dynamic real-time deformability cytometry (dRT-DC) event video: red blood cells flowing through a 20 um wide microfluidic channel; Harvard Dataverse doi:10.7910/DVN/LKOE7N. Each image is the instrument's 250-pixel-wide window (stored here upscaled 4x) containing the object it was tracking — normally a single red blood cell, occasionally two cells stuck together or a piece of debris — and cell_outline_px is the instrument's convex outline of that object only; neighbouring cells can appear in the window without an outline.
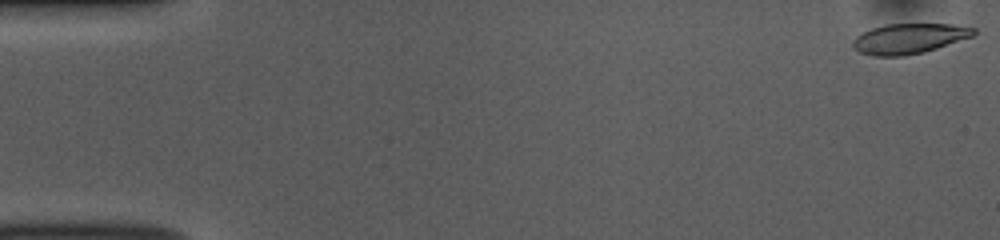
{"species": "common noctule bat (a hibernating species)", "species_latin": "Nyctalus noctula", "temperature_condition": "room temperature", "stored_images_in_passage": 52, "camera_frame_rate_fps": 3000, "um_per_image_px": 0.085, "animal": {"sex": "female", "body_mass_g": 10.0, "forearm_length_mm": 53.1}, "frame": {"image": 1, "passage_image": 1, "time_ms": 0.0, "image_size_px": [1000, 240], "cell_outline_px": [[976, 32], [972, 36], [924, 52], [904, 56], [872, 56], [860, 52], [852, 48], [852, 40], [856, 36], [872, 28], [884, 24], [952, 24], [976, 28]], "centroid_in_image_um": [77.23, 3.28], "position_along_channel_um": 7.8, "area_um2": 21.21}}
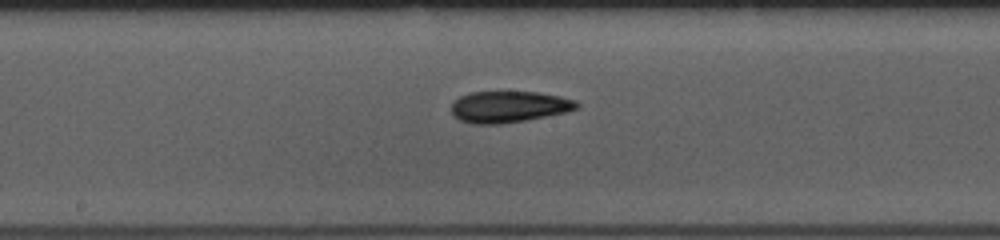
{"frame": {"image": 2, "passage_image": 27, "time_ms": 8.667, "image_size_px": [1000, 240], "cell_outline_px": [[580, 104], [576, 108], [564, 112], [524, 120], [500, 124], [472, 124], [460, 120], [452, 116], [452, 100], [468, 92], [536, 92], [560, 96], [576, 100]], "centroid_in_image_um": [43.19, 9.07], "position_along_channel_um": 205.0, "area_um2": 22.89}}
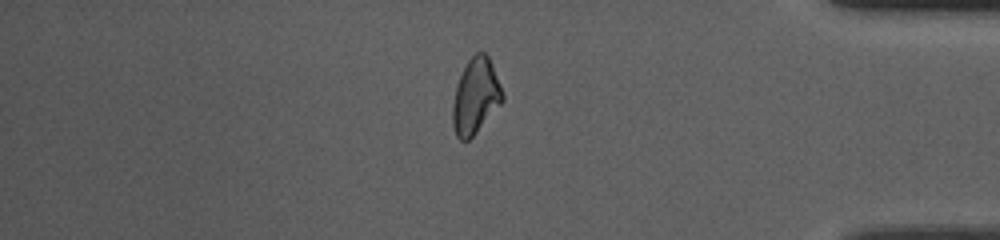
{"frame": {"image": 3, "passage_image": 44, "time_ms": 14.333, "image_size_px": [1000, 240], "cell_outline_px": [[504, 100], [476, 132], [468, 140], [460, 140], [456, 136], [452, 124], [452, 104], [456, 84], [468, 60], [476, 52], [484, 52], [488, 56], [492, 64], [504, 92]], "centroid_in_image_um": [40.42, 8.17], "position_along_channel_um": 394.8, "area_um2": 21.91}, "authors_computed_cell_mechanics": {"area_um2": 22.3108, "velocity_mm_per_s": 3.8626, "shape_relaxation_time_tau1_ms": 10.6833, "shape_relaxation_time_tau2_ms": 3.4394, "deformation_change_tau1": 0.2374, "deformation_change_tau2": 0.1048}}